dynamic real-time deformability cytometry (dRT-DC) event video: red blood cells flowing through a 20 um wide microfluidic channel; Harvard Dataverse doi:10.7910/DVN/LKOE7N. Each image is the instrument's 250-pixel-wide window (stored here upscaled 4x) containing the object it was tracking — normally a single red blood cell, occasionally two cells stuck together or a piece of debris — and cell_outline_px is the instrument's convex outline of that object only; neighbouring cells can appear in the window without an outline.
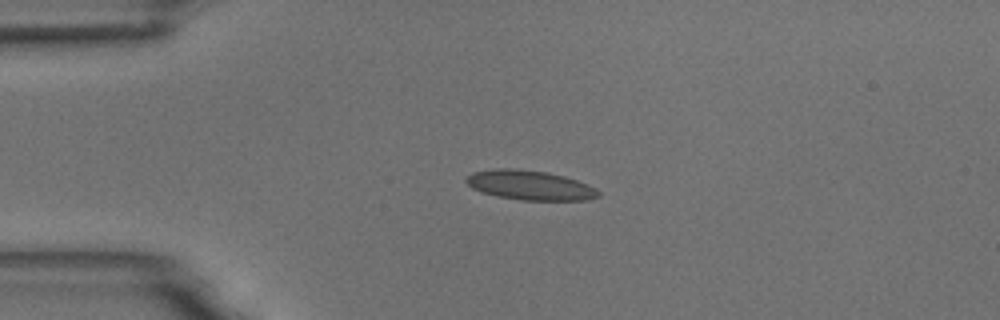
{"species": "common noctule bat (a hibernating species)", "species_latin": "Nyctalus noctula", "temperature_condition": "room temperature", "stored_images_in_passage": 4, "camera_frame_rate_fps": 3000, "um_per_image_px": 0.085, "animal": {"sex": "male", "body_mass_g": 18.8}, "frame": {"image": 1, "passage_image": 2, "time_ms": 1.0, "image_size_px": [1000, 320], "cell_outline_px": [[600, 196], [588, 200], [524, 200], [496, 196], [480, 192], [472, 188], [464, 180], [472, 172], [492, 168], [516, 168], [548, 172], [564, 176], [588, 184], [596, 188], [600, 192]], "centroid_in_image_um": [45.03, 15.73], "position_along_channel_um": 40.0, "area_um2": 23.0}}